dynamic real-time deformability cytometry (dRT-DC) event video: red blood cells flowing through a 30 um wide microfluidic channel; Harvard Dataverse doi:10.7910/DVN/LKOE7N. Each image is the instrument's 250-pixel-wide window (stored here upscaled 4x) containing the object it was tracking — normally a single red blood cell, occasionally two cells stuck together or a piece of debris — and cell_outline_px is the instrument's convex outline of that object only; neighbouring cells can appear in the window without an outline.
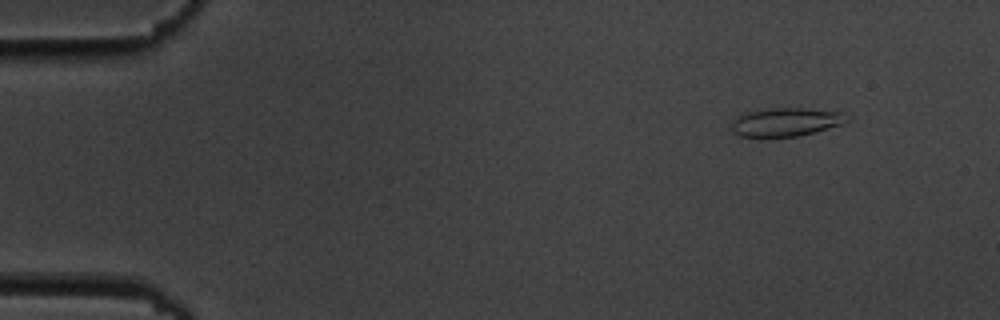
{"species": "common noctule bat (a hibernating species)", "species_latin": "Nyctalus noctula", "temperature_condition": "cold", "stored_images_in_passage": 4, "camera_frame_rate_fps": 3000, "um_per_image_px": 0.085, "animal": {"sex": "male", "body_mass_g": 19.5, "forearm_length_mm": 54.6}, "frame": {"image": 1, "passage_image": 1, "time_ms": 0.0, "image_size_px": [1000, 320], "cell_outline_px": [[848, 120], [840, 124], [812, 132], [796, 136], [760, 140], [740, 136], [732, 132], [732, 124], [740, 116], [748, 112], [772, 108], [804, 108], [840, 112]], "centroid_in_image_um": [66.69, 10.42], "position_along_channel_um": 18.3, "area_um2": 19.13}}
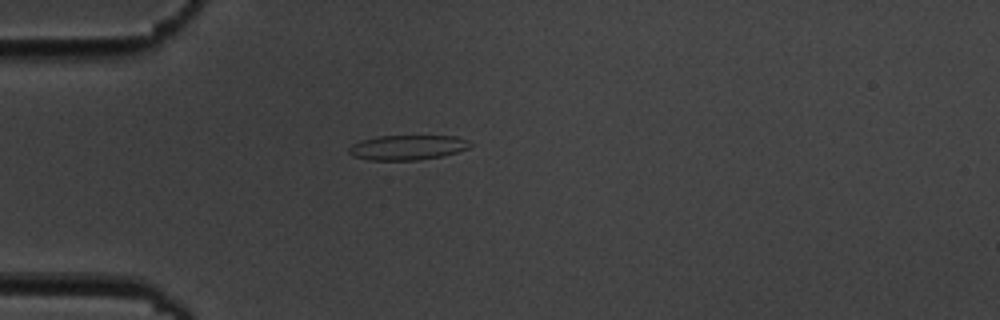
{"frame": {"image": 2, "passage_image": 4, "time_ms": 3.333, "image_size_px": [1000, 320], "cell_outline_px": [[472, 144], [468, 148], [444, 156], [416, 160], [368, 160], [352, 156], [348, 152], [348, 148], [352, 144], [360, 140], [376, 136], [456, 136], [468, 140]], "centroid_in_image_um": [34.6, 12.53], "position_along_channel_um": 50.4, "area_um2": 17.69}}